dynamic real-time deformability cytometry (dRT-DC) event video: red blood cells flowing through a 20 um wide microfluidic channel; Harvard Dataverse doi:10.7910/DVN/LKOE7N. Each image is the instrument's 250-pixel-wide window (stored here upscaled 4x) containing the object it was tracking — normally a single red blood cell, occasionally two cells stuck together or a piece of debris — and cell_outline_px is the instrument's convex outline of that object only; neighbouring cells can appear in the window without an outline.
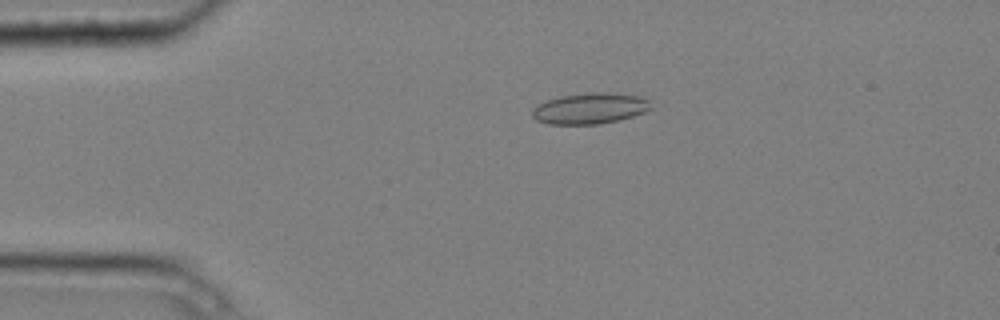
{"species": "common noctule bat (a hibernating species)", "species_latin": "Nyctalus noctula", "temperature_condition": "cold", "stored_images_in_passage": 4, "camera_frame_rate_fps": 3000, "um_per_image_px": 0.085, "animal": {"sex": "male", "body_mass_g": 20.4}, "frame": {"image": 1, "passage_image": 2, "time_ms": 0.333, "image_size_px": [1000, 320], "cell_outline_px": [[652, 108], [644, 112], [620, 120], [600, 124], [548, 124], [536, 120], [532, 116], [532, 108], [536, 104], [560, 96], [588, 92], [604, 92], [640, 96], [648, 100]], "centroid_in_image_um": [50.12, 9.21], "position_along_channel_um": 34.9, "area_um2": 21.5}}